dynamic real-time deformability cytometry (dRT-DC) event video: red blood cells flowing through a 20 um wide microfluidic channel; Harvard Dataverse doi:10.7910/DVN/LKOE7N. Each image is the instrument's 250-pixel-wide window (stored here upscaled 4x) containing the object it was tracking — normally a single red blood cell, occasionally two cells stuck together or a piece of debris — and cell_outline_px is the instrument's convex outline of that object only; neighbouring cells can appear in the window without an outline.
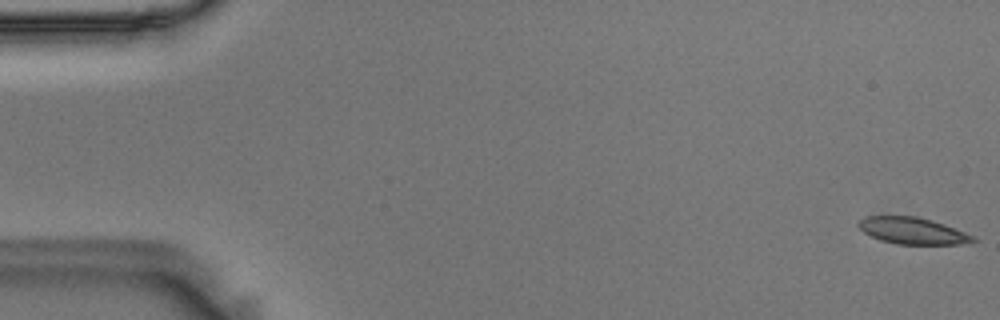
{"species": "Egyptian fruit bat (a non-hibernating species)", "species_latin": "Rousettus aegyptiacus", "temperature_condition": "room temperature", "stored_images_in_passage": 11, "camera_frame_rate_fps": 3000, "um_per_image_px": 0.085, "animal": {"sex": "male"}, "frame": {"image": 1, "passage_image": 1, "time_ms": 0.0, "image_size_px": [1000, 320], "cell_outline_px": [[976, 240], [960, 244], [896, 244], [880, 240], [864, 232], [856, 224], [864, 216], [916, 216], [932, 220], [944, 224], [976, 236]], "centroid_in_image_um": [77.56, 19.61], "position_along_channel_um": 7.4, "area_um2": 17.74}}